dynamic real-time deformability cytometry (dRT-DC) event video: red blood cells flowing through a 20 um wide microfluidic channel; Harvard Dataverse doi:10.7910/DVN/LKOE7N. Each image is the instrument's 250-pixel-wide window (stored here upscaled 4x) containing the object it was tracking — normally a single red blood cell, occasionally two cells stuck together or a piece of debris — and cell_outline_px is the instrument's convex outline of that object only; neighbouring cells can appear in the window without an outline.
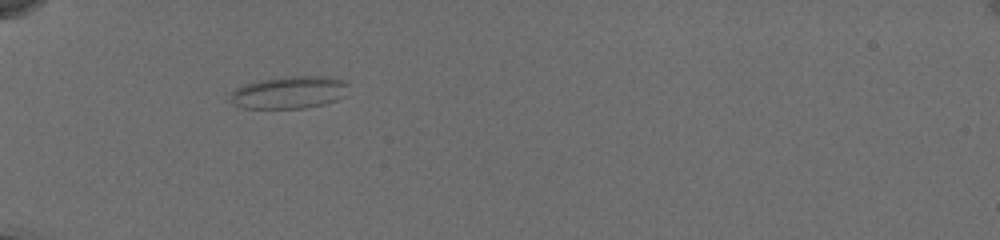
{"species": "common noctule bat (a hibernating species)", "species_latin": "Nyctalus noctula", "temperature_condition": "cold", "stored_images_in_passage": 39, "camera_frame_rate_fps": 3000, "um_per_image_px": 0.085, "animal": {"sex": "female", "body_mass_g": 19.5, "forearm_length_mm": 54.1}, "frame": {"image": 1, "passage_image": 1, "time_ms": 0.0, "image_size_px": [1000, 240], "cell_outline_px": [[348, 84], [344, 96], [336, 100], [324, 104], [304, 108], [244, 108], [236, 104], [228, 96], [236, 88], [244, 84], [260, 80], [284, 76], [320, 76], [344, 80]], "centroid_in_image_um": [24.58, 7.85], "position_along_channel_um": 60.4, "area_um2": 22.2}}
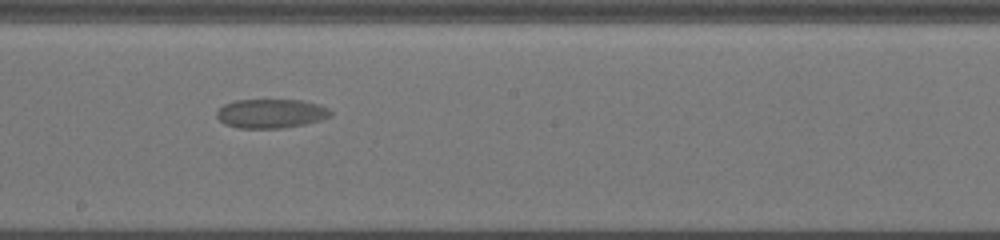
{"frame": {"image": 2, "passage_image": 16, "time_ms": 5.0, "image_size_px": [1000, 240], "cell_outline_px": [[332, 116], [320, 120], [304, 124], [284, 128], [240, 128], [224, 124], [216, 116], [216, 112], [224, 104], [236, 100], [300, 100], [320, 104], [328, 108], [332, 112]], "centroid_in_image_um": [23.05, 9.65], "position_along_channel_um": 225.2, "area_um2": 19.36}}
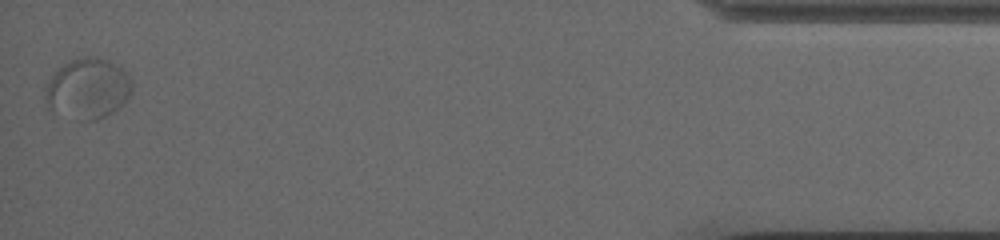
{"frame": {"image": 3, "passage_image": 39, "time_ms": 12.667, "image_size_px": [1000, 240], "cell_outline_px": [[132, 88], [128, 96], [112, 112], [96, 120], [80, 120], [48, 108], [44, 96], [48, 84], [52, 76], [64, 64], [72, 60], [84, 56], [96, 56], [108, 60], [120, 68], [128, 76], [132, 84]], "centroid_in_image_um": [7.45, 7.51], "position_along_channel_um": 427.8, "area_um2": 29.77}, "authors_computed_cell_mechanics": {"area_um2": 19.5942, "velocity_mm_per_s": 3.5865, "shape_relaxation_time_tau1_ms": 4.1317, "shape_relaxation_time_tau2_ms": null, "deformation_change_tau1": 0.03, "deformation_change_tau2": null}}